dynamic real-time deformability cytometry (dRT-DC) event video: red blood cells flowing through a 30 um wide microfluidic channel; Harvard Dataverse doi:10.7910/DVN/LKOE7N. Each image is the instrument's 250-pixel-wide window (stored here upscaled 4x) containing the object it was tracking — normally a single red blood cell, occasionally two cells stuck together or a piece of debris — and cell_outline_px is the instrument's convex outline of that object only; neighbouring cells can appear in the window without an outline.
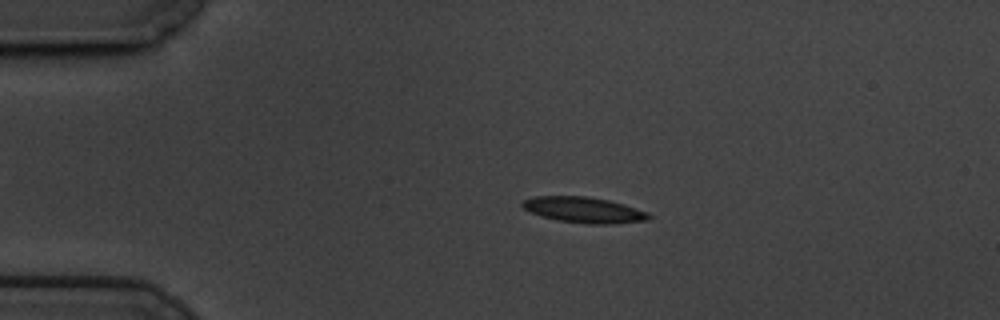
{"species": "common noctule bat (a hibernating species)", "species_latin": "Nyctalus noctula", "temperature_condition": "cold", "stored_images_in_passage": 54, "camera_frame_rate_fps": 3000, "um_per_image_px": 0.085, "animal": {"sex": "male", "body_mass_g": 19.5, "forearm_length_mm": 54.6}, "frame": {"image": 1, "passage_image": 8, "time_ms": 2.333, "image_size_px": [1000, 320], "cell_outline_px": [[652, 216], [648, 220], [612, 224], [588, 224], [556, 220], [540, 216], [524, 208], [520, 204], [524, 200], [532, 196], [584, 196], [608, 200], [624, 204], [648, 212]], "centroid_in_image_um": [49.63, 17.84], "position_along_channel_um": 35.4, "area_um2": 19.02}}
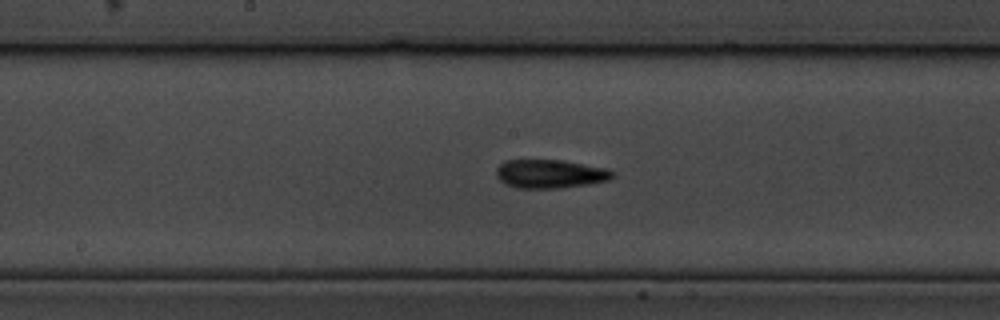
{"frame": {"image": 2, "passage_image": 26, "time_ms": 8.333, "image_size_px": [1000, 320], "cell_outline_px": [[616, 176], [608, 180], [588, 184], [560, 188], [516, 188], [504, 184], [496, 176], [496, 168], [504, 160], [560, 160], [608, 168]], "centroid_in_image_um": [46.73, 14.78], "position_along_channel_um": 201.5, "area_um2": 19.48}}
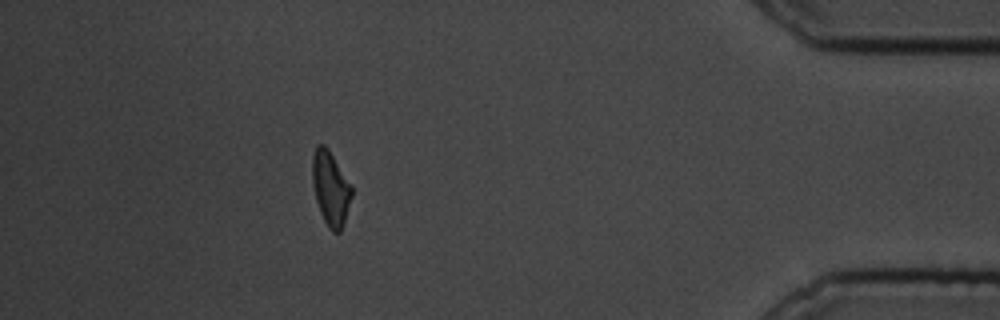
{"frame": {"image": 3, "passage_image": 48, "time_ms": 15.667, "image_size_px": [1000, 320], "cell_outline_px": [[352, 196], [340, 232], [332, 232], [328, 228], [320, 212], [316, 200], [312, 180], [312, 156], [316, 144], [324, 144], [328, 148], [352, 184]], "centroid_in_image_um": [28.09, 15.97], "position_along_channel_um": 407.1, "area_um2": 17.11}, "authors_computed_cell_mechanics": {"area_um2": 18.2648, "velocity_mm_per_s": 3.4362, "shape_relaxation_time_tau1_ms": 2.3811, "shape_relaxation_time_tau2_ms": 7.0658, "deformation_change_tau1": 0.1443, "deformation_change_tau2": 0.1812}}